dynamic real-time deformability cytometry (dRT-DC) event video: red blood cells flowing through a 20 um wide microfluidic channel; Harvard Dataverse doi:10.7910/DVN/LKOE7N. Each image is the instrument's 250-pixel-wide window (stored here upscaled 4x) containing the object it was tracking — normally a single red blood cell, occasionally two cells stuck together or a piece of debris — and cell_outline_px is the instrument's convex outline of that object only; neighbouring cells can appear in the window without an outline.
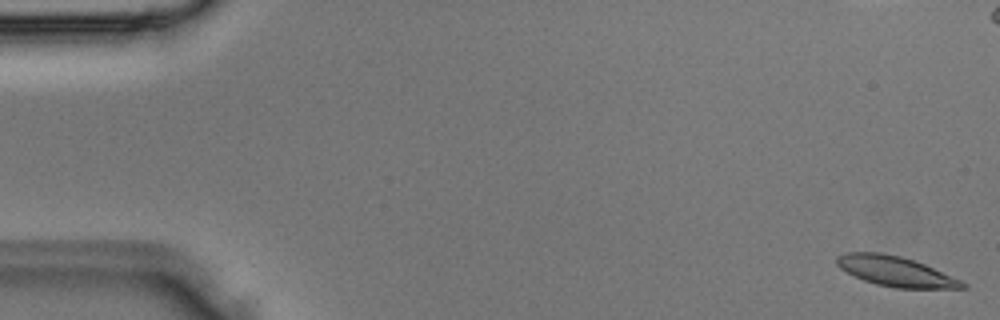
{"species": "Egyptian fruit bat (a non-hibernating species)", "species_latin": "Rousettus aegyptiacus", "temperature_condition": "room temperature", "stored_images_in_passage": 5, "camera_frame_rate_fps": 3000, "um_per_image_px": 0.085, "animal": {"sex": "male"}, "frame": {"image": 1, "passage_image": 1, "time_ms": 0.0, "image_size_px": [1000, 320], "cell_outline_px": [[968, 288], [896, 288], [876, 284], [864, 280], [840, 268], [836, 264], [836, 256], [848, 252], [880, 252], [900, 256], [916, 260], [960, 280], [968, 284]], "centroid_in_image_um": [76.13, 23.05], "position_along_channel_um": 8.9, "area_um2": 21.85}}